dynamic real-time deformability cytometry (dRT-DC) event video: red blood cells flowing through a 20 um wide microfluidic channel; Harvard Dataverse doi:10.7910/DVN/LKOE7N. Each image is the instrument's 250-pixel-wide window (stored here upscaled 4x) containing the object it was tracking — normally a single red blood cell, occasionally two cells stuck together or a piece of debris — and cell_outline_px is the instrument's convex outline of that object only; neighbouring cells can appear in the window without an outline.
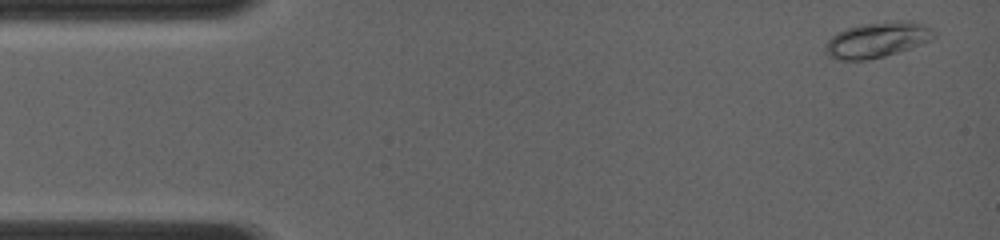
{"species": "common noctule bat (a hibernating species)", "species_latin": "Nyctalus noctula", "temperature_condition": "room temperature", "stored_images_in_passage": 13, "camera_frame_rate_fps": 4000, "um_per_image_px": 0.085, "animal": {"sex": "female", "body_mass_g": 19.0, "forearm_length_mm": 56.7}, "frame": {"image": 1, "passage_image": 1, "time_ms": 0.0, "image_size_px": [1000, 240], "cell_outline_px": [[936, 36], [932, 40], [884, 56], [868, 60], [840, 60], [828, 56], [824, 52], [824, 44], [836, 32], [860, 24], [896, 20], [912, 20], [932, 28], [936, 32]], "centroid_in_image_um": [74.55, 3.37], "position_along_channel_um": 10.4, "area_um2": 22.66}}
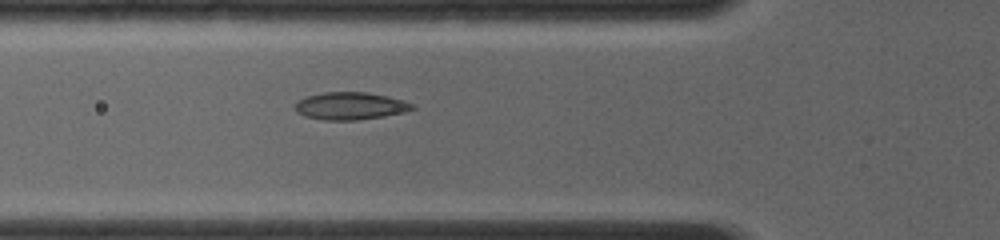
{"frame": {"image": 2, "passage_image": 8, "time_ms": 4.5, "image_size_px": [1000, 240], "cell_outline_px": [[416, 108], [404, 112], [384, 116], [356, 120], [324, 120], [304, 116], [296, 112], [296, 104], [304, 96], [324, 92], [368, 92], [388, 96], [404, 100], [416, 104]], "centroid_in_image_um": [29.81, 9.0], "position_along_channel_um": 96.0, "area_um2": 18.9}}
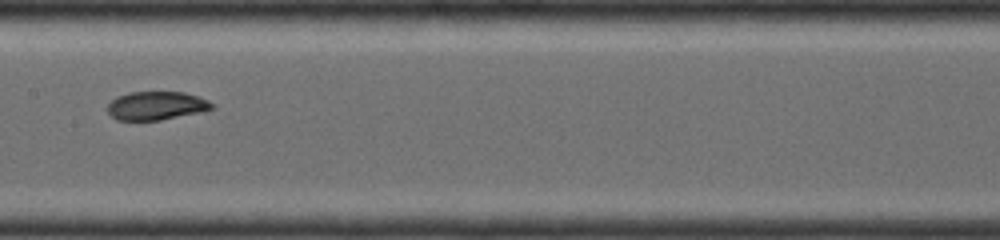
{"frame": {"image": 3, "passage_image": 12, "time_ms": 6.75, "image_size_px": [1000, 240], "cell_outline_px": [[216, 108], [200, 112], [160, 120], [116, 120], [108, 112], [108, 104], [116, 96], [128, 92], [184, 92], [208, 100]], "centroid_in_image_um": [13.27, 8.98], "position_along_channel_um": 194.1, "area_um2": 17.28}}